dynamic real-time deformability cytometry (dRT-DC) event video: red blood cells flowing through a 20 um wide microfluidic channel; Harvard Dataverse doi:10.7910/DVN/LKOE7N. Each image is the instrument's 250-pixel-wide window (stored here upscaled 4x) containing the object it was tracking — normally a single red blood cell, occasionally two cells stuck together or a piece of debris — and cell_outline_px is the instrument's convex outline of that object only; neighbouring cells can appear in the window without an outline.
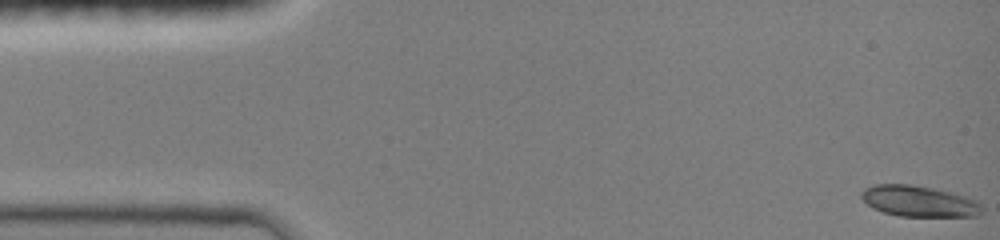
{"species": "common noctule bat (a hibernating species)", "species_latin": "Nyctalus noctula", "temperature_condition": "room temperature", "stored_images_in_passage": 39, "camera_frame_rate_fps": 3000, "um_per_image_px": 0.085, "animal": {"sex": "female", "body_mass_g": 19.0, "forearm_length_mm": 51.5}, "frame": {"image": 1, "passage_image": 1, "time_ms": 0.0, "image_size_px": [1000, 240], "cell_outline_px": [[984, 212], [980, 216], [900, 216], [884, 212], [872, 208], [860, 196], [860, 192], [864, 188], [872, 184], [908, 184], [956, 192], [968, 196], [976, 200], [984, 208]], "centroid_in_image_um": [78.16, 17.09], "position_along_channel_um": 6.8, "area_um2": 22.14}}
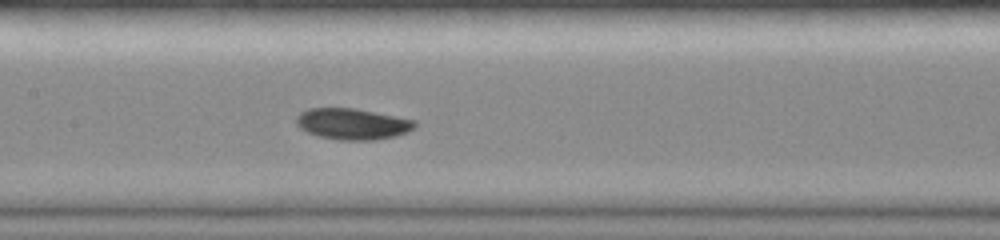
{"frame": {"image": 2, "passage_image": 23, "time_ms": 7.333, "image_size_px": [1000, 240], "cell_outline_px": [[416, 124], [408, 132], [396, 136], [376, 140], [340, 140], [320, 136], [308, 132], [300, 128], [296, 124], [296, 116], [300, 112], [308, 108], [356, 108], [416, 120]], "centroid_in_image_um": [29.96, 10.53], "position_along_channel_um": 177.4, "area_um2": 21.56}}
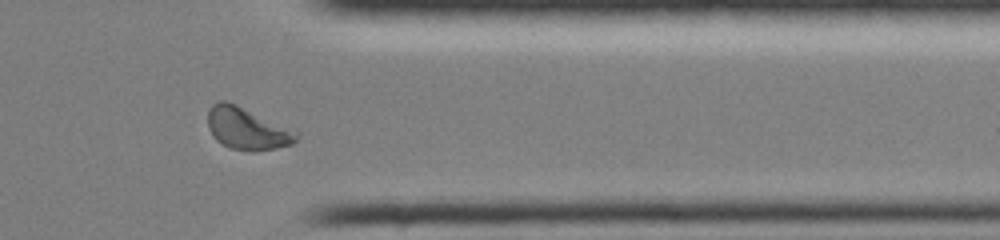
{"frame": {"image": 3, "passage_image": 39, "time_ms": 12.667, "image_size_px": [1000, 240], "cell_outline_px": [[300, 136], [292, 144], [276, 148], [252, 152], [232, 148], [216, 140], [208, 128], [208, 108], [212, 104], [220, 100], [228, 100], [296, 132]], "centroid_in_image_um": [20.95, 10.92], "position_along_channel_um": 390.4, "area_um2": 21.44}, "authors_computed_cell_mechanics": {"area_um2": 21.0392, "velocity_mm_per_s": 4.0129, "shape_relaxation_time_tau1_ms": 3.5655, "shape_relaxation_time_tau2_ms": null, "deformation_change_tau1": 0.1312, "deformation_change_tau2": null}}